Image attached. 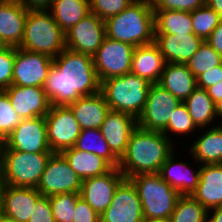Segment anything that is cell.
<instances>
[{"instance_id": "7c38bea8", "label": "cell", "mask_w": 222, "mask_h": 222, "mask_svg": "<svg viewBox=\"0 0 222 222\" xmlns=\"http://www.w3.org/2000/svg\"><path fill=\"white\" fill-rule=\"evenodd\" d=\"M45 119L47 140L53 153H61L74 146L82 129L69 106L51 105Z\"/></svg>"}, {"instance_id": "44dd1931", "label": "cell", "mask_w": 222, "mask_h": 222, "mask_svg": "<svg viewBox=\"0 0 222 222\" xmlns=\"http://www.w3.org/2000/svg\"><path fill=\"white\" fill-rule=\"evenodd\" d=\"M154 43L166 63H187L203 40L193 34H155Z\"/></svg>"}, {"instance_id": "83f0119b", "label": "cell", "mask_w": 222, "mask_h": 222, "mask_svg": "<svg viewBox=\"0 0 222 222\" xmlns=\"http://www.w3.org/2000/svg\"><path fill=\"white\" fill-rule=\"evenodd\" d=\"M189 148L191 156L196 162L204 164H222V124L213 126Z\"/></svg>"}, {"instance_id": "836d02e7", "label": "cell", "mask_w": 222, "mask_h": 222, "mask_svg": "<svg viewBox=\"0 0 222 222\" xmlns=\"http://www.w3.org/2000/svg\"><path fill=\"white\" fill-rule=\"evenodd\" d=\"M221 63L222 55L217 53L206 41H203L186 65L192 74L197 77Z\"/></svg>"}, {"instance_id": "6da1fadb", "label": "cell", "mask_w": 222, "mask_h": 222, "mask_svg": "<svg viewBox=\"0 0 222 222\" xmlns=\"http://www.w3.org/2000/svg\"><path fill=\"white\" fill-rule=\"evenodd\" d=\"M43 90L54 106H68L82 96L98 93L93 57L65 48L53 58Z\"/></svg>"}, {"instance_id": "30bf717a", "label": "cell", "mask_w": 222, "mask_h": 222, "mask_svg": "<svg viewBox=\"0 0 222 222\" xmlns=\"http://www.w3.org/2000/svg\"><path fill=\"white\" fill-rule=\"evenodd\" d=\"M82 180L60 153L48 159L41 179L36 187L43 196L61 193H80Z\"/></svg>"}, {"instance_id": "cb8c5ba5", "label": "cell", "mask_w": 222, "mask_h": 222, "mask_svg": "<svg viewBox=\"0 0 222 222\" xmlns=\"http://www.w3.org/2000/svg\"><path fill=\"white\" fill-rule=\"evenodd\" d=\"M68 106L82 130L100 129L110 110L100 91L93 95L82 96Z\"/></svg>"}, {"instance_id": "f1b7e54d", "label": "cell", "mask_w": 222, "mask_h": 222, "mask_svg": "<svg viewBox=\"0 0 222 222\" xmlns=\"http://www.w3.org/2000/svg\"><path fill=\"white\" fill-rule=\"evenodd\" d=\"M48 10L66 32L90 13V4L89 0H53Z\"/></svg>"}, {"instance_id": "e0dca14e", "label": "cell", "mask_w": 222, "mask_h": 222, "mask_svg": "<svg viewBox=\"0 0 222 222\" xmlns=\"http://www.w3.org/2000/svg\"><path fill=\"white\" fill-rule=\"evenodd\" d=\"M21 119L45 117L51 108L43 87L10 85L4 90Z\"/></svg>"}, {"instance_id": "ac0fdd59", "label": "cell", "mask_w": 222, "mask_h": 222, "mask_svg": "<svg viewBox=\"0 0 222 222\" xmlns=\"http://www.w3.org/2000/svg\"><path fill=\"white\" fill-rule=\"evenodd\" d=\"M137 127V119L124 112L109 110L100 131L112 153L120 160L125 154L132 131Z\"/></svg>"}, {"instance_id": "7402d4cb", "label": "cell", "mask_w": 222, "mask_h": 222, "mask_svg": "<svg viewBox=\"0 0 222 222\" xmlns=\"http://www.w3.org/2000/svg\"><path fill=\"white\" fill-rule=\"evenodd\" d=\"M175 157L173 152L161 166L159 174L168 185L182 196H190L199 183L201 166H198V170L194 171L186 162L176 163Z\"/></svg>"}, {"instance_id": "c3c4849f", "label": "cell", "mask_w": 222, "mask_h": 222, "mask_svg": "<svg viewBox=\"0 0 222 222\" xmlns=\"http://www.w3.org/2000/svg\"><path fill=\"white\" fill-rule=\"evenodd\" d=\"M211 210H212V213H211ZM207 222H222V206L214 207L208 210Z\"/></svg>"}, {"instance_id": "816d5d0a", "label": "cell", "mask_w": 222, "mask_h": 222, "mask_svg": "<svg viewBox=\"0 0 222 222\" xmlns=\"http://www.w3.org/2000/svg\"><path fill=\"white\" fill-rule=\"evenodd\" d=\"M215 112L217 118H222V99L215 103Z\"/></svg>"}, {"instance_id": "5b68a950", "label": "cell", "mask_w": 222, "mask_h": 222, "mask_svg": "<svg viewBox=\"0 0 222 222\" xmlns=\"http://www.w3.org/2000/svg\"><path fill=\"white\" fill-rule=\"evenodd\" d=\"M151 83L133 73L105 79L100 92L110 110L128 113L136 119L142 114Z\"/></svg>"}, {"instance_id": "ee69618b", "label": "cell", "mask_w": 222, "mask_h": 222, "mask_svg": "<svg viewBox=\"0 0 222 222\" xmlns=\"http://www.w3.org/2000/svg\"><path fill=\"white\" fill-rule=\"evenodd\" d=\"M222 80V63L196 77L197 87L206 89Z\"/></svg>"}, {"instance_id": "9a60e30c", "label": "cell", "mask_w": 222, "mask_h": 222, "mask_svg": "<svg viewBox=\"0 0 222 222\" xmlns=\"http://www.w3.org/2000/svg\"><path fill=\"white\" fill-rule=\"evenodd\" d=\"M53 58L15 47L12 85L43 87Z\"/></svg>"}, {"instance_id": "bcb514c9", "label": "cell", "mask_w": 222, "mask_h": 222, "mask_svg": "<svg viewBox=\"0 0 222 222\" xmlns=\"http://www.w3.org/2000/svg\"><path fill=\"white\" fill-rule=\"evenodd\" d=\"M28 10H48L53 0H18Z\"/></svg>"}, {"instance_id": "db71d44e", "label": "cell", "mask_w": 222, "mask_h": 222, "mask_svg": "<svg viewBox=\"0 0 222 222\" xmlns=\"http://www.w3.org/2000/svg\"><path fill=\"white\" fill-rule=\"evenodd\" d=\"M0 222H18V221H15V220H12V219H9L3 215L0 216Z\"/></svg>"}, {"instance_id": "d4e9b609", "label": "cell", "mask_w": 222, "mask_h": 222, "mask_svg": "<svg viewBox=\"0 0 222 222\" xmlns=\"http://www.w3.org/2000/svg\"><path fill=\"white\" fill-rule=\"evenodd\" d=\"M166 62L153 42L135 47L132 56L131 73L146 79L149 83H158Z\"/></svg>"}, {"instance_id": "f35d334b", "label": "cell", "mask_w": 222, "mask_h": 222, "mask_svg": "<svg viewBox=\"0 0 222 222\" xmlns=\"http://www.w3.org/2000/svg\"><path fill=\"white\" fill-rule=\"evenodd\" d=\"M135 0H89L90 12L103 21L126 9Z\"/></svg>"}, {"instance_id": "f546056e", "label": "cell", "mask_w": 222, "mask_h": 222, "mask_svg": "<svg viewBox=\"0 0 222 222\" xmlns=\"http://www.w3.org/2000/svg\"><path fill=\"white\" fill-rule=\"evenodd\" d=\"M197 128H207L216 119L215 103L206 89L197 87L183 102Z\"/></svg>"}, {"instance_id": "4dcf8cb0", "label": "cell", "mask_w": 222, "mask_h": 222, "mask_svg": "<svg viewBox=\"0 0 222 222\" xmlns=\"http://www.w3.org/2000/svg\"><path fill=\"white\" fill-rule=\"evenodd\" d=\"M155 34H193L191 12L154 10Z\"/></svg>"}, {"instance_id": "1f68e13d", "label": "cell", "mask_w": 222, "mask_h": 222, "mask_svg": "<svg viewBox=\"0 0 222 222\" xmlns=\"http://www.w3.org/2000/svg\"><path fill=\"white\" fill-rule=\"evenodd\" d=\"M73 147L98 155L106 160L113 168L119 166V159L112 153L99 129L81 130Z\"/></svg>"}, {"instance_id": "ffe728a7", "label": "cell", "mask_w": 222, "mask_h": 222, "mask_svg": "<svg viewBox=\"0 0 222 222\" xmlns=\"http://www.w3.org/2000/svg\"><path fill=\"white\" fill-rule=\"evenodd\" d=\"M27 12L18 0H0V40L5 46L20 45Z\"/></svg>"}, {"instance_id": "d6986e66", "label": "cell", "mask_w": 222, "mask_h": 222, "mask_svg": "<svg viewBox=\"0 0 222 222\" xmlns=\"http://www.w3.org/2000/svg\"><path fill=\"white\" fill-rule=\"evenodd\" d=\"M40 196L36 188L5 185L2 194V215L18 222H28Z\"/></svg>"}, {"instance_id": "b9f144b4", "label": "cell", "mask_w": 222, "mask_h": 222, "mask_svg": "<svg viewBox=\"0 0 222 222\" xmlns=\"http://www.w3.org/2000/svg\"><path fill=\"white\" fill-rule=\"evenodd\" d=\"M28 222H55L49 196L41 195L35 203Z\"/></svg>"}, {"instance_id": "d590c367", "label": "cell", "mask_w": 222, "mask_h": 222, "mask_svg": "<svg viewBox=\"0 0 222 222\" xmlns=\"http://www.w3.org/2000/svg\"><path fill=\"white\" fill-rule=\"evenodd\" d=\"M80 193H61L49 196L55 222H73V213Z\"/></svg>"}, {"instance_id": "f907efd6", "label": "cell", "mask_w": 222, "mask_h": 222, "mask_svg": "<svg viewBox=\"0 0 222 222\" xmlns=\"http://www.w3.org/2000/svg\"><path fill=\"white\" fill-rule=\"evenodd\" d=\"M4 188H5V183L3 181L2 174L0 171V216L2 215V194H3Z\"/></svg>"}, {"instance_id": "60d3db41", "label": "cell", "mask_w": 222, "mask_h": 222, "mask_svg": "<svg viewBox=\"0 0 222 222\" xmlns=\"http://www.w3.org/2000/svg\"><path fill=\"white\" fill-rule=\"evenodd\" d=\"M153 10H180L192 12L206 4V0H150Z\"/></svg>"}, {"instance_id": "4316f807", "label": "cell", "mask_w": 222, "mask_h": 222, "mask_svg": "<svg viewBox=\"0 0 222 222\" xmlns=\"http://www.w3.org/2000/svg\"><path fill=\"white\" fill-rule=\"evenodd\" d=\"M83 181L89 178L103 175L113 167L103 158L96 154L68 148L60 153Z\"/></svg>"}, {"instance_id": "7a4b0ae2", "label": "cell", "mask_w": 222, "mask_h": 222, "mask_svg": "<svg viewBox=\"0 0 222 222\" xmlns=\"http://www.w3.org/2000/svg\"><path fill=\"white\" fill-rule=\"evenodd\" d=\"M163 132L136 127L129 138L125 154L119 160V170L129 179L138 174L159 173L161 166L174 152Z\"/></svg>"}, {"instance_id": "484cf974", "label": "cell", "mask_w": 222, "mask_h": 222, "mask_svg": "<svg viewBox=\"0 0 222 222\" xmlns=\"http://www.w3.org/2000/svg\"><path fill=\"white\" fill-rule=\"evenodd\" d=\"M158 84L181 102H184L197 88L196 77L186 63H166Z\"/></svg>"}, {"instance_id": "8d00e7d4", "label": "cell", "mask_w": 222, "mask_h": 222, "mask_svg": "<svg viewBox=\"0 0 222 222\" xmlns=\"http://www.w3.org/2000/svg\"><path fill=\"white\" fill-rule=\"evenodd\" d=\"M197 128L194 121L192 120L186 105L181 102V104L175 109L174 113H172L166 129L163 133L171 140V136L168 133L175 134H186L196 131ZM195 129V130H194Z\"/></svg>"}, {"instance_id": "2e32d148", "label": "cell", "mask_w": 222, "mask_h": 222, "mask_svg": "<svg viewBox=\"0 0 222 222\" xmlns=\"http://www.w3.org/2000/svg\"><path fill=\"white\" fill-rule=\"evenodd\" d=\"M125 179L119 168L82 181L80 197L83 198L99 215L110 205L118 185Z\"/></svg>"}, {"instance_id": "681fc988", "label": "cell", "mask_w": 222, "mask_h": 222, "mask_svg": "<svg viewBox=\"0 0 222 222\" xmlns=\"http://www.w3.org/2000/svg\"><path fill=\"white\" fill-rule=\"evenodd\" d=\"M206 5L214 9L222 17V0H206Z\"/></svg>"}, {"instance_id": "f5cc1de1", "label": "cell", "mask_w": 222, "mask_h": 222, "mask_svg": "<svg viewBox=\"0 0 222 222\" xmlns=\"http://www.w3.org/2000/svg\"><path fill=\"white\" fill-rule=\"evenodd\" d=\"M145 222H171V221H170V218H166V219L145 220Z\"/></svg>"}, {"instance_id": "e575fe53", "label": "cell", "mask_w": 222, "mask_h": 222, "mask_svg": "<svg viewBox=\"0 0 222 222\" xmlns=\"http://www.w3.org/2000/svg\"><path fill=\"white\" fill-rule=\"evenodd\" d=\"M193 32L205 41L217 27L222 17L206 4L191 12Z\"/></svg>"}, {"instance_id": "d6a6232c", "label": "cell", "mask_w": 222, "mask_h": 222, "mask_svg": "<svg viewBox=\"0 0 222 222\" xmlns=\"http://www.w3.org/2000/svg\"><path fill=\"white\" fill-rule=\"evenodd\" d=\"M208 210L190 196H181L170 216L171 222H207Z\"/></svg>"}, {"instance_id": "7dc6e473", "label": "cell", "mask_w": 222, "mask_h": 222, "mask_svg": "<svg viewBox=\"0 0 222 222\" xmlns=\"http://www.w3.org/2000/svg\"><path fill=\"white\" fill-rule=\"evenodd\" d=\"M207 94L212 98L214 103L222 99V80L215 85L206 88Z\"/></svg>"}, {"instance_id": "11a10c76", "label": "cell", "mask_w": 222, "mask_h": 222, "mask_svg": "<svg viewBox=\"0 0 222 222\" xmlns=\"http://www.w3.org/2000/svg\"><path fill=\"white\" fill-rule=\"evenodd\" d=\"M5 45L3 44V42L0 40V49H2Z\"/></svg>"}, {"instance_id": "ab89813d", "label": "cell", "mask_w": 222, "mask_h": 222, "mask_svg": "<svg viewBox=\"0 0 222 222\" xmlns=\"http://www.w3.org/2000/svg\"><path fill=\"white\" fill-rule=\"evenodd\" d=\"M14 62V46H4L0 49V90H5L12 84Z\"/></svg>"}, {"instance_id": "277c9868", "label": "cell", "mask_w": 222, "mask_h": 222, "mask_svg": "<svg viewBox=\"0 0 222 222\" xmlns=\"http://www.w3.org/2000/svg\"><path fill=\"white\" fill-rule=\"evenodd\" d=\"M18 48L58 56L65 48V32L48 10H28L24 35Z\"/></svg>"}, {"instance_id": "5bb4252c", "label": "cell", "mask_w": 222, "mask_h": 222, "mask_svg": "<svg viewBox=\"0 0 222 222\" xmlns=\"http://www.w3.org/2000/svg\"><path fill=\"white\" fill-rule=\"evenodd\" d=\"M100 222H145L140 198L129 179L118 185L112 202L100 215Z\"/></svg>"}, {"instance_id": "52a82bcc", "label": "cell", "mask_w": 222, "mask_h": 222, "mask_svg": "<svg viewBox=\"0 0 222 222\" xmlns=\"http://www.w3.org/2000/svg\"><path fill=\"white\" fill-rule=\"evenodd\" d=\"M52 154L0 150V171L5 185L36 188Z\"/></svg>"}, {"instance_id": "8fae6325", "label": "cell", "mask_w": 222, "mask_h": 222, "mask_svg": "<svg viewBox=\"0 0 222 222\" xmlns=\"http://www.w3.org/2000/svg\"><path fill=\"white\" fill-rule=\"evenodd\" d=\"M0 150L53 153L47 140L45 117L23 119L1 143Z\"/></svg>"}, {"instance_id": "7bdbcfd3", "label": "cell", "mask_w": 222, "mask_h": 222, "mask_svg": "<svg viewBox=\"0 0 222 222\" xmlns=\"http://www.w3.org/2000/svg\"><path fill=\"white\" fill-rule=\"evenodd\" d=\"M73 222H100V215L79 197L73 213Z\"/></svg>"}, {"instance_id": "3957f363", "label": "cell", "mask_w": 222, "mask_h": 222, "mask_svg": "<svg viewBox=\"0 0 222 222\" xmlns=\"http://www.w3.org/2000/svg\"><path fill=\"white\" fill-rule=\"evenodd\" d=\"M106 37L138 47L154 42L155 15L150 0H135L105 20Z\"/></svg>"}, {"instance_id": "74e56055", "label": "cell", "mask_w": 222, "mask_h": 222, "mask_svg": "<svg viewBox=\"0 0 222 222\" xmlns=\"http://www.w3.org/2000/svg\"><path fill=\"white\" fill-rule=\"evenodd\" d=\"M21 117L11 106L9 97L0 90V143L21 123Z\"/></svg>"}, {"instance_id": "4fadbf2b", "label": "cell", "mask_w": 222, "mask_h": 222, "mask_svg": "<svg viewBox=\"0 0 222 222\" xmlns=\"http://www.w3.org/2000/svg\"><path fill=\"white\" fill-rule=\"evenodd\" d=\"M105 37V21L90 12L65 32L66 48L93 57Z\"/></svg>"}, {"instance_id": "f6af8a7d", "label": "cell", "mask_w": 222, "mask_h": 222, "mask_svg": "<svg viewBox=\"0 0 222 222\" xmlns=\"http://www.w3.org/2000/svg\"><path fill=\"white\" fill-rule=\"evenodd\" d=\"M217 53L222 55V20L205 40Z\"/></svg>"}, {"instance_id": "603a6c76", "label": "cell", "mask_w": 222, "mask_h": 222, "mask_svg": "<svg viewBox=\"0 0 222 222\" xmlns=\"http://www.w3.org/2000/svg\"><path fill=\"white\" fill-rule=\"evenodd\" d=\"M191 196L207 210L222 206V164H204L200 180Z\"/></svg>"}, {"instance_id": "ba28073f", "label": "cell", "mask_w": 222, "mask_h": 222, "mask_svg": "<svg viewBox=\"0 0 222 222\" xmlns=\"http://www.w3.org/2000/svg\"><path fill=\"white\" fill-rule=\"evenodd\" d=\"M134 49L133 45L105 37L93 56L99 82L130 73Z\"/></svg>"}, {"instance_id": "9c48e42d", "label": "cell", "mask_w": 222, "mask_h": 222, "mask_svg": "<svg viewBox=\"0 0 222 222\" xmlns=\"http://www.w3.org/2000/svg\"><path fill=\"white\" fill-rule=\"evenodd\" d=\"M180 104L181 101L161 85L151 84L144 110L137 119V126L149 131L163 132Z\"/></svg>"}, {"instance_id": "8992f818", "label": "cell", "mask_w": 222, "mask_h": 222, "mask_svg": "<svg viewBox=\"0 0 222 222\" xmlns=\"http://www.w3.org/2000/svg\"><path fill=\"white\" fill-rule=\"evenodd\" d=\"M129 180L137 190L145 220L170 218L182 195L168 185L159 173L138 174Z\"/></svg>"}]
</instances>
